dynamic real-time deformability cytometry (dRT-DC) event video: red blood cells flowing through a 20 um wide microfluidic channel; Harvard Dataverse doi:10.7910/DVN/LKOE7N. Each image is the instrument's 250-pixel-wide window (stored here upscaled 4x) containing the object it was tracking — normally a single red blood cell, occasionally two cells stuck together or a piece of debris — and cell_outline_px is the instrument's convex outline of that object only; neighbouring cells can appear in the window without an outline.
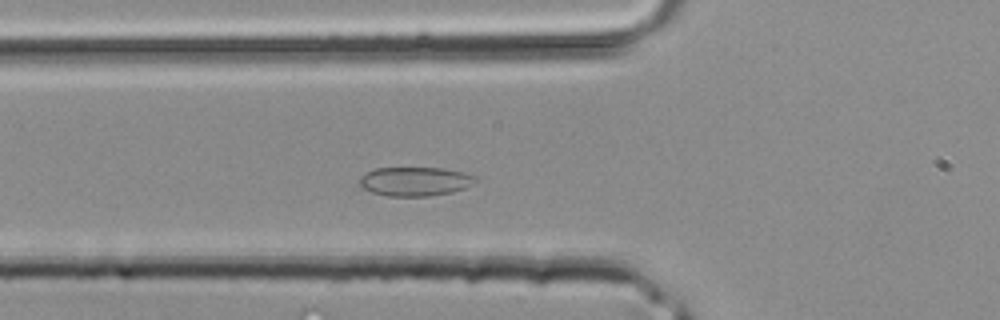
{"species": "common noctule bat (a hibernating species)", "species_latin": "Nyctalus noctula", "temperature_condition": "room temperature", "stored_images_in_passage": 35, "camera_frame_rate_fps": 3000, "um_per_image_px": 0.085, "animal": {"sex": "male", "body_mass_g": 20.4}, "frame": {"image": 1, "passage_image": 10, "time_ms": 3.0, "image_size_px": [1000, 320], "cell_outline_px": [[476, 180], [464, 188], [452, 192], [428, 196], [388, 196], [372, 192], [364, 188], [360, 184], [360, 176], [376, 168], [444, 168], [464, 172], [476, 176]], "centroid_in_image_um": [35.28, 15.41], "position_along_channel_um": 90.5, "area_um2": 19.42}}
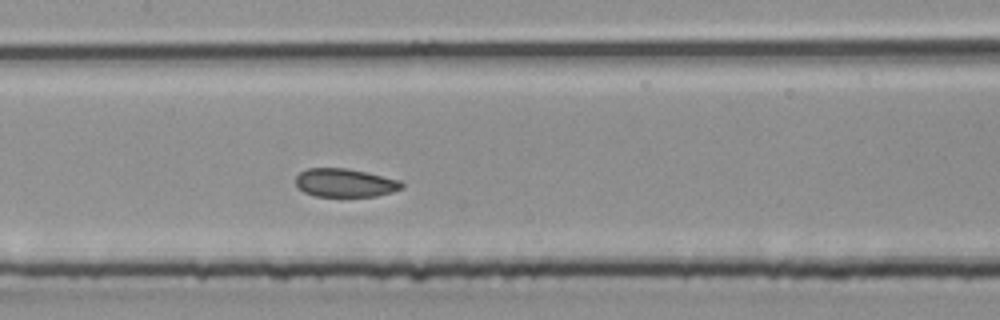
{"frame": {"image": 2, "passage_image": 15, "time_ms": 4.667, "image_size_px": [1000, 320], "cell_outline_px": [[404, 188], [392, 192], [376, 196], [312, 196], [296, 188], [296, 176], [300, 172], [308, 168], [348, 168], [400, 180], [404, 184]], "centroid_in_image_um": [29.31, 15.54], "position_along_channel_um": 178.1, "area_um2": 17.69}}
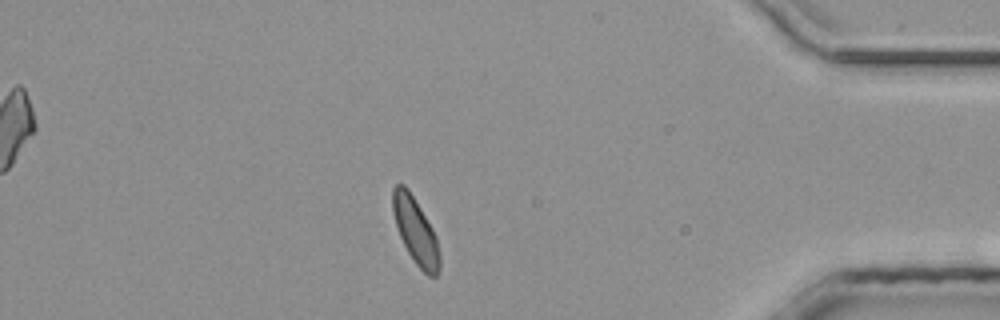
{"frame": {"image": 3, "passage_image": 30, "time_ms": 9.667, "image_size_px": [1000, 320], "cell_outline_px": [[440, 272], [436, 276], [428, 276], [416, 264], [408, 252], [400, 236], [392, 212], [392, 188], [396, 184], [404, 184], [408, 188], [432, 228], [436, 236], [440, 256]], "centroid_in_image_um": [35.32, 19.62], "position_along_channel_um": 399.9, "area_um2": 17.98}}